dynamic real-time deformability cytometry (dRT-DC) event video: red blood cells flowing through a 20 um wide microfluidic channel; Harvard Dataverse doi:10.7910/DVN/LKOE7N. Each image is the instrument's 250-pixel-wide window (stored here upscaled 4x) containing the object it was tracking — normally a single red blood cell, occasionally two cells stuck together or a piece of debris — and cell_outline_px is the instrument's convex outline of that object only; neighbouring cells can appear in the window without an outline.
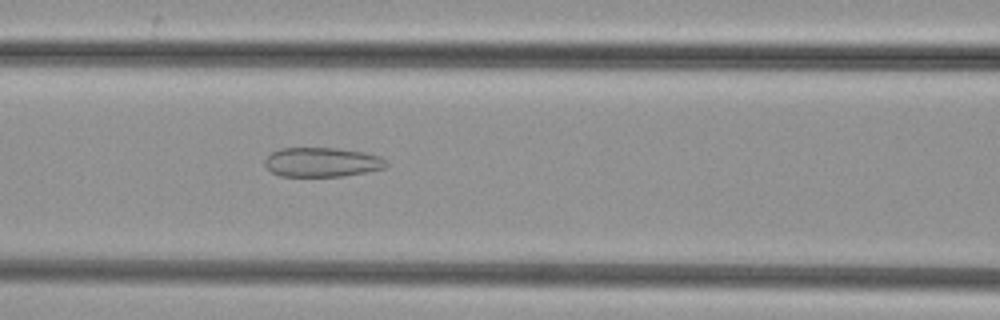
{"species": "common noctule bat (a hibernating species)", "species_latin": "Nyctalus noctula", "temperature_condition": "cold", "stored_images_in_passage": 29, "camera_frame_rate_fps": 3000, "um_per_image_px": 0.085, "animal": {"sex": "female", "body_mass_g": 29.2, "forearm_length_mm": 56.3}, "frame": {"image": 1, "passage_image": 9, "time_ms": 2.667, "image_size_px": [1000, 320], "cell_outline_px": [[388, 164], [384, 168], [368, 172], [344, 176], [280, 176], [272, 172], [264, 164], [264, 160], [272, 152], [280, 148], [336, 148], [364, 152], [380, 156]], "centroid_in_image_um": [27.37, 13.78], "position_along_channel_um": 139.2, "area_um2": 20.81}}
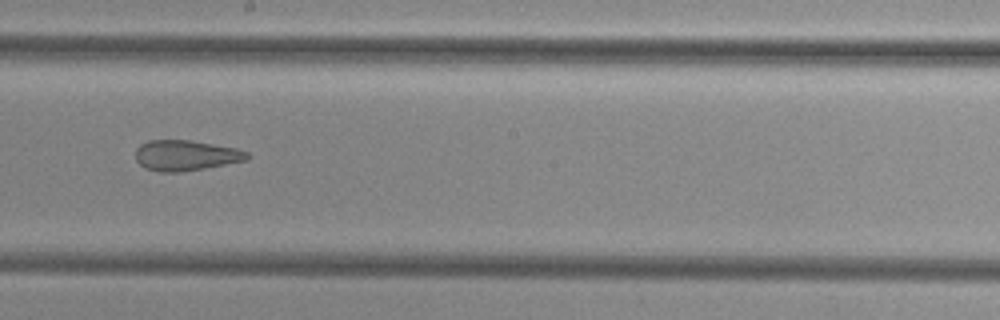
{"frame": {"image": 2, "passage_image": 16, "time_ms": 5.0, "image_size_px": [1000, 320], "cell_outline_px": [[252, 156], [248, 160], [204, 168], [180, 172], [160, 172], [144, 168], [136, 160], [136, 148], [140, 144], [148, 140], [192, 140], [236, 148], [248, 152]], "centroid_in_image_um": [15.8, 13.2], "position_along_channel_um": 232.4, "area_um2": 20.0}}
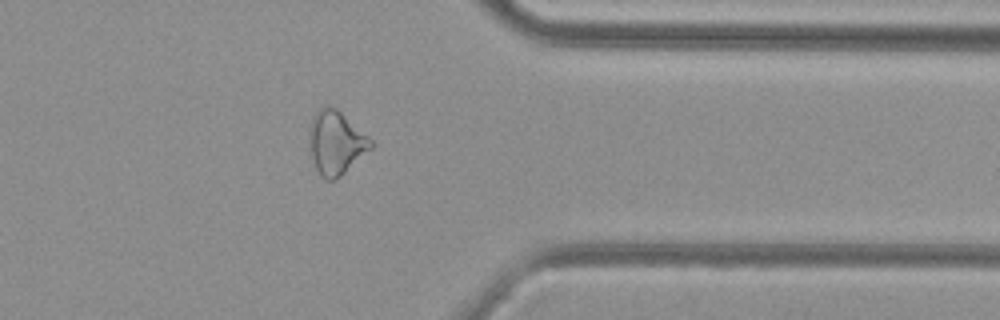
{"frame": {"image": 3, "passage_image": 28, "time_ms": 9.0, "image_size_px": [1000, 320], "cell_outline_px": [[376, 144], [372, 148], [336, 180], [328, 180], [320, 176], [316, 168], [312, 156], [308, 132], [312, 116], [320, 108], [328, 104], [336, 108], [372, 140]], "centroid_in_image_um": [28.55, 12.12], "position_along_channel_um": 382.8, "area_um2": 22.72}}